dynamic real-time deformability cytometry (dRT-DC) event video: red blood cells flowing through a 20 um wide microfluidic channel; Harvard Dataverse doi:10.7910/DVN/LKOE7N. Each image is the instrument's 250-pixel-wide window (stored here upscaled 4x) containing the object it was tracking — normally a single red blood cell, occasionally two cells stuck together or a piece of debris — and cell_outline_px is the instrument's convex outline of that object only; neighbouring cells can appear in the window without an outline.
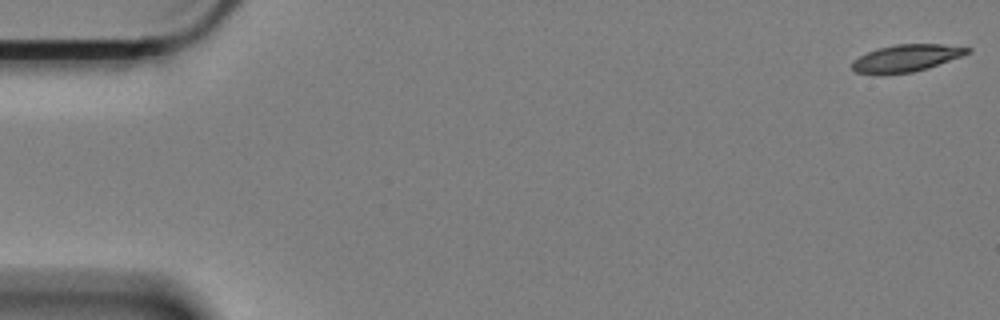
{"species": "Egyptian fruit bat (a non-hibernating species)", "species_latin": "Rousettus aegyptiacus", "temperature_condition": "cold", "stored_images_in_passage": 60, "camera_frame_rate_fps": 3000, "um_per_image_px": 0.085, "animal": {"sex": "female"}, "frame": {"image": 1, "passage_image": 1, "time_ms": 0.0, "image_size_px": [1000, 320], "cell_outline_px": [[972, 52], [928, 68], [912, 72], [856, 72], [852, 68], [852, 60], [876, 48], [896, 44], [940, 44], [972, 48]], "centroid_in_image_um": [77.09, 4.9], "position_along_channel_um": 7.9, "area_um2": 17.69}}
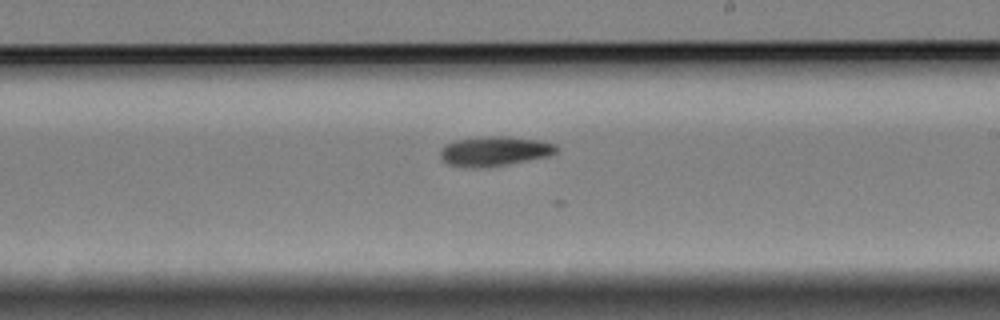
{"frame": {"image": 2, "passage_image": 35, "time_ms": 11.333, "image_size_px": [1000, 320], "cell_outline_px": [[560, 148], [556, 152], [548, 156], [488, 168], [464, 168], [448, 164], [440, 160], [440, 148], [444, 144], [456, 140], [492, 136], [508, 136], [540, 140], [556, 144]], "centroid_in_image_um": [42.0, 12.86], "position_along_channel_um": 247.0, "area_um2": 20.46}}
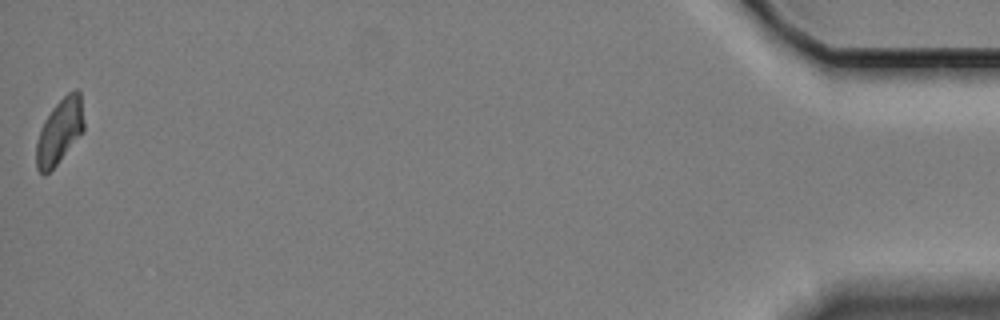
{"frame": {"image": 3, "passage_image": 60, "time_ms": 19.667, "image_size_px": [1000, 320], "cell_outline_px": [[84, 132], [56, 164], [44, 176], [36, 168], [36, 144], [40, 128], [44, 120], [52, 108], [68, 92], [76, 88], [80, 92], [84, 120]], "centroid_in_image_um": [5.07, 11.15], "position_along_channel_um": 430.1, "area_um2": 18.09}}